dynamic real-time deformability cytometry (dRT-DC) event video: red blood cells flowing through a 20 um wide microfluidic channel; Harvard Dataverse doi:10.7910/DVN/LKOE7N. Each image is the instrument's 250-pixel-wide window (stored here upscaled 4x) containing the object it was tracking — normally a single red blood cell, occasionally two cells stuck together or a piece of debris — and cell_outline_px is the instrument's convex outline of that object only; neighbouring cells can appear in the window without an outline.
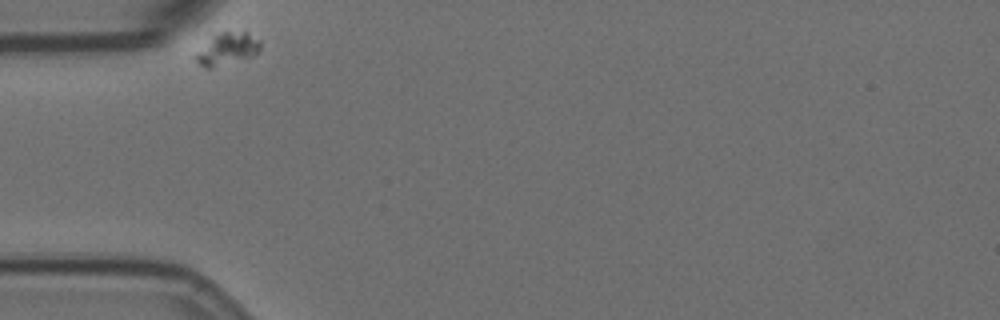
{"species": "Egyptian fruit bat (a non-hibernating species)", "species_latin": "Rousettus aegyptiacus", "temperature_condition": "room temperature", "stored_images_in_passage": 17, "camera_frame_rate_fps": 3000, "um_per_image_px": 0.085, "animal": {"sex": "female"}, "frame": {"image": 1, "passage_image": 1, "time_ms": 0.0, "image_size_px": [1000, 320], "cell_outline_px": [[260, 52], [252, 56], [212, 68], [204, 68], [192, 56], [212, 36], [220, 32], [248, 32], [260, 40]], "centroid_in_image_um": [19.3, 4.16], "position_along_channel_um": 65.7, "area_um2": 12.14}}
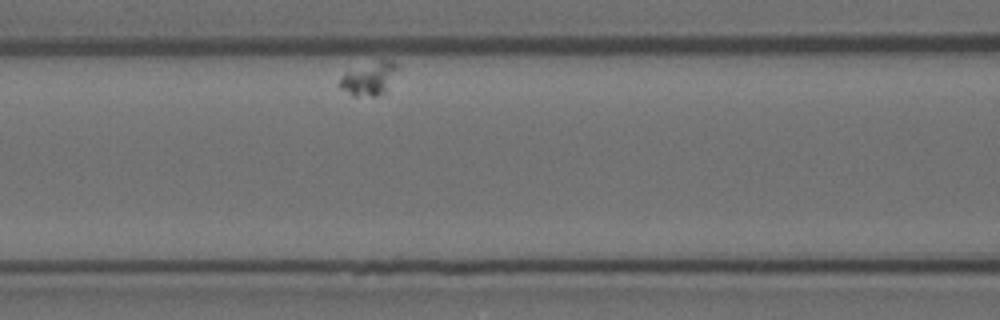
{"frame": {"image": 2, "passage_image": 10, "time_ms": 3.0, "image_size_px": [1000, 320], "cell_outline_px": [[400, 68], [388, 92], [376, 96], [352, 96], [340, 88], [336, 84], [340, 76], [344, 72], [380, 60], [392, 60], [400, 64]], "centroid_in_image_um": [31.42, 6.7], "position_along_channel_um": 135.2, "area_um2": 11.79}}
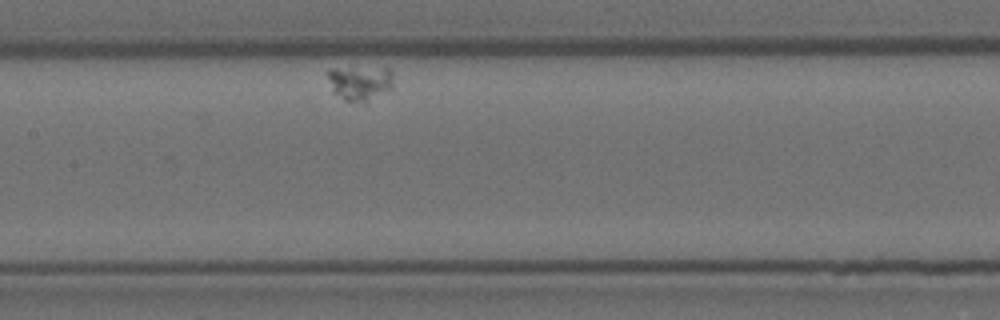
{"frame": {"image": 3, "passage_image": 15, "time_ms": 4.667, "image_size_px": [1000, 320], "cell_outline_px": [[392, 88], [364, 104], [344, 100], [332, 92], [328, 76], [328, 72], [332, 68], [388, 68], [392, 72]], "centroid_in_image_um": [30.6, 7.07], "position_along_channel_um": 176.8, "area_um2": 13.35}}